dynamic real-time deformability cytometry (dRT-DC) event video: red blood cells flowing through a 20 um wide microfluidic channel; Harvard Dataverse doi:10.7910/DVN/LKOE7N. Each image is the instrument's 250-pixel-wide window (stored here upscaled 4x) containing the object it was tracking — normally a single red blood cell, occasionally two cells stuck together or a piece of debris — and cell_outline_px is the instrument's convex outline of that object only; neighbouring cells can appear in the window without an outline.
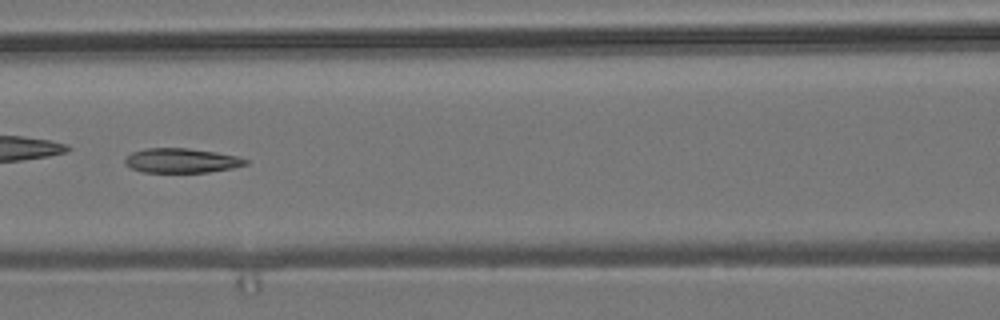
{"species": "common noctule bat (a hibernating species)", "species_latin": "Nyctalus noctula", "temperature_condition": "room temperature", "stored_images_in_passage": 54, "camera_frame_rate_fps": 3000, "um_per_image_px": 0.085, "animal": {"sex": "male", "body_mass_g": 19.2, "forearm_length_mm": 51.8}, "frame": {"image": 1, "passage_image": 24, "time_ms": 7.667, "image_size_px": [1000, 320], "cell_outline_px": [[248, 164], [232, 168], [208, 172], [140, 172], [124, 164], [124, 160], [132, 152], [144, 148], [188, 148], [216, 152], [236, 156], [248, 160]], "centroid_in_image_um": [15.4, 13.65], "position_along_channel_um": 151.2, "area_um2": 17.22}, "authors_computed_cell_mechanics": {"area_um2": 19.652, "velocity_mm_per_s": 3.6801, "shape_relaxation_time_tau1_ms": null, "shape_relaxation_time_tau2_ms": 7.2769, "deformation_change_tau1": null, "deformation_change_tau2": 0.1544}}